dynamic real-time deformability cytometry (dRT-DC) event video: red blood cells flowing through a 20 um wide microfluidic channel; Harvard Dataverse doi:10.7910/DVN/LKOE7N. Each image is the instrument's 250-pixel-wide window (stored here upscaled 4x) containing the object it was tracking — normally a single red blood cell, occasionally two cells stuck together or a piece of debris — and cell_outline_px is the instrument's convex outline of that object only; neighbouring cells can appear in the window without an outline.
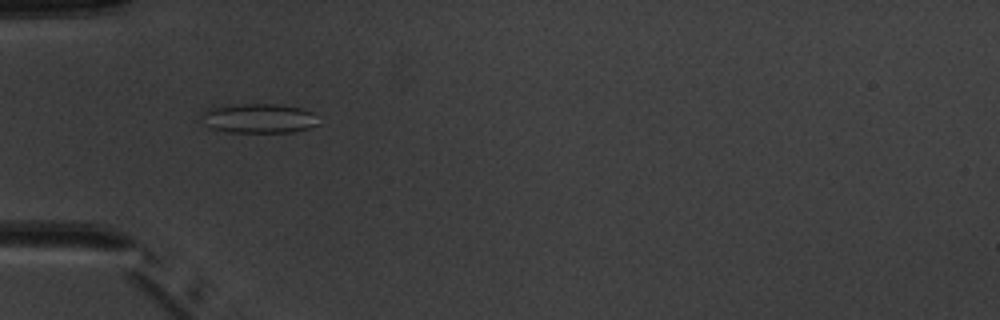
{"species": "common noctule bat (a hibernating species)", "species_latin": "Nyctalus noctula", "temperature_condition": "warm", "stored_images_in_passage": 6, "camera_frame_rate_fps": 3000, "um_per_image_px": 0.085, "animal": {"sex": "male", "body_mass_g": 20.1, "forearm_length_mm": 53.5}, "frame": {"image": 1, "passage_image": 5, "time_ms": 5.667, "image_size_px": [1000, 320], "cell_outline_px": [[320, 124], [308, 128], [292, 132], [228, 132], [212, 128], [204, 124], [200, 112], [208, 108], [240, 104], [276, 104], [300, 108], [312, 112]], "centroid_in_image_um": [21.98, 10.06], "position_along_channel_um": 63.0, "area_um2": 20.06}}
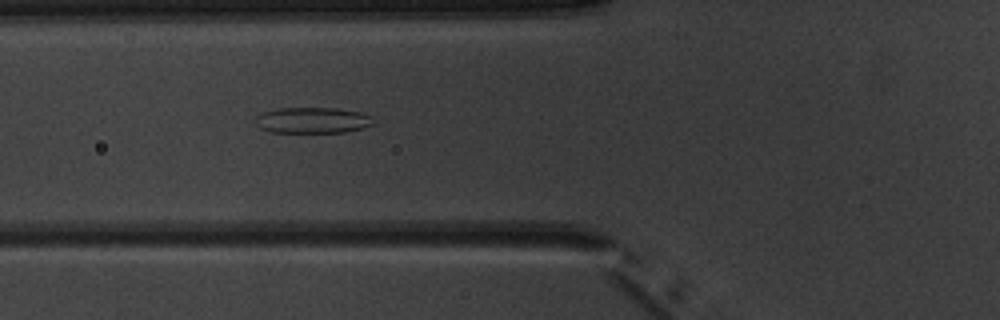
{"frame": {"image": 2, "passage_image": 6, "time_ms": 6.667, "image_size_px": [1000, 320], "cell_outline_px": [[376, 124], [364, 128], [344, 132], [272, 132], [260, 128], [256, 124], [256, 116], [264, 112], [280, 108], [336, 108], [360, 112], [372, 116]], "centroid_in_image_um": [26.62, 10.22], "position_along_channel_um": 99.2, "area_um2": 17.86}}